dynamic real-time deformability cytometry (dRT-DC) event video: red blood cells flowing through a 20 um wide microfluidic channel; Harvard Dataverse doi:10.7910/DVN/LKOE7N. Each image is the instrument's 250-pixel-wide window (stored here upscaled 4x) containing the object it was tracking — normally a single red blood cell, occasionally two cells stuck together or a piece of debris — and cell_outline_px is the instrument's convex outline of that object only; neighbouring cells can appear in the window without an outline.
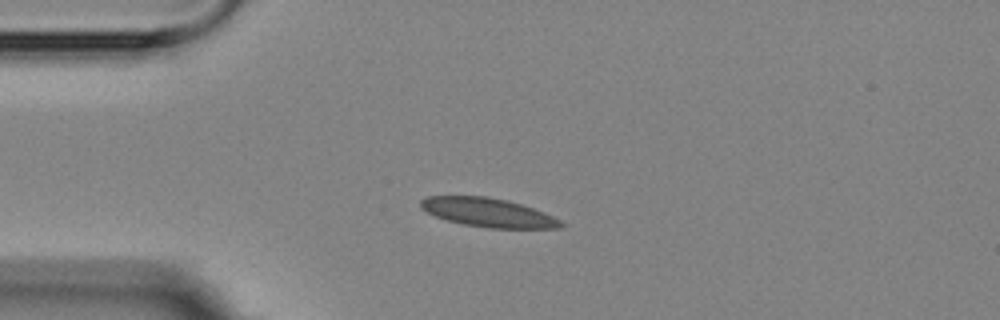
{"species": "Egyptian fruit bat (a non-hibernating species)", "species_latin": "Rousettus aegyptiacus", "temperature_condition": "room temperature", "stored_images_in_passage": 7, "camera_frame_rate_fps": 3000, "um_per_image_px": 0.085, "animal": {"sex": "female"}, "frame": {"image": 1, "passage_image": 3, "time_ms": 2.333, "image_size_px": [1000, 320], "cell_outline_px": [[564, 224], [560, 228], [488, 228], [464, 224], [448, 220], [436, 216], [420, 208], [420, 200], [428, 196], [488, 196], [508, 200], [544, 212], [560, 220]], "centroid_in_image_um": [41.48, 18.06], "position_along_channel_um": 43.5, "area_um2": 23.41}}
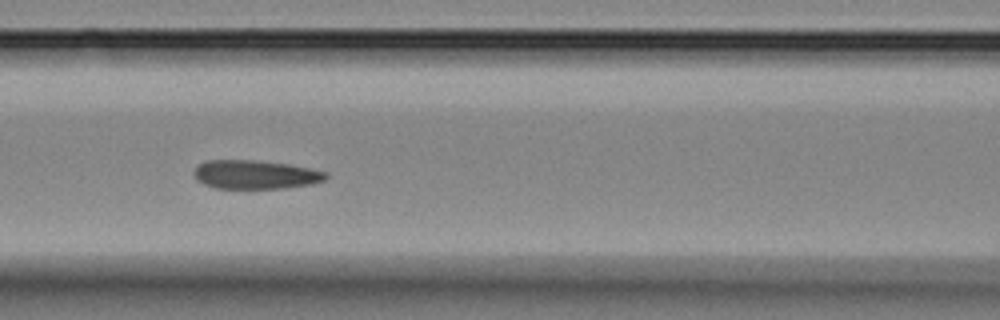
{"frame": {"image": 2, "passage_image": 6, "time_ms": 5.667, "image_size_px": [1000, 320], "cell_outline_px": [[328, 176], [324, 180], [312, 184], [284, 188], [216, 188], [204, 184], [196, 180], [196, 168], [204, 160], [256, 160], [288, 164], [312, 168], [328, 172]], "centroid_in_image_um": [21.75, 14.83], "position_along_channel_um": 144.8, "area_um2": 22.08}}
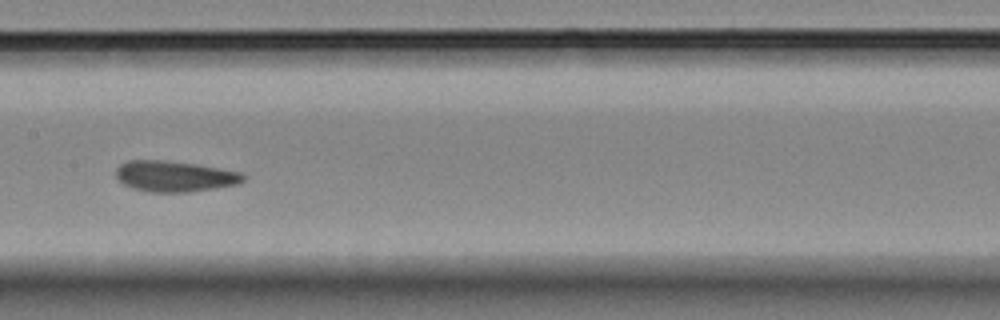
{"frame": {"image": 3, "passage_image": 7, "time_ms": 7.0, "image_size_px": [1000, 320], "cell_outline_px": [[248, 176], [244, 180], [236, 184], [188, 192], [148, 192], [132, 188], [124, 184], [116, 176], [116, 168], [120, 164], [128, 160], [164, 160], [192, 164], [240, 172]], "centroid_in_image_um": [14.8, 14.98], "position_along_channel_um": 192.6, "area_um2": 22.6}}